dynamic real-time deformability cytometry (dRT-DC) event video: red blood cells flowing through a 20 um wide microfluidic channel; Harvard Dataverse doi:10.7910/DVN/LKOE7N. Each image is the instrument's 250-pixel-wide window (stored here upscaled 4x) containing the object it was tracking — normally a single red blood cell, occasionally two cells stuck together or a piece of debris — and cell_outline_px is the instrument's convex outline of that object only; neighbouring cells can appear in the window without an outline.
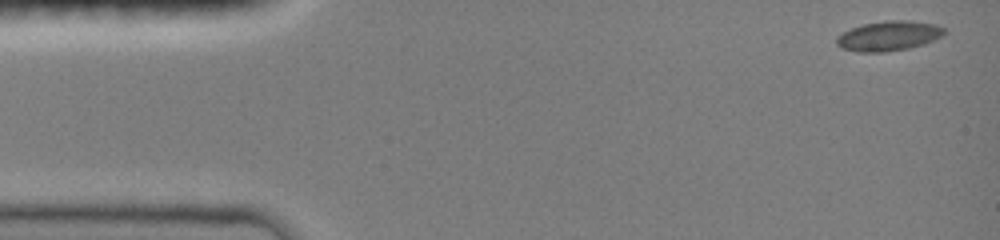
{"species": "common noctule bat (a hibernating species)", "species_latin": "Nyctalus noctula", "temperature_condition": "room temperature", "stored_images_in_passage": 20, "camera_frame_rate_fps": 3000, "um_per_image_px": 0.085, "animal": {"sex": "female", "body_mass_g": 19.0, "forearm_length_mm": 51.5}, "frame": {"image": 1, "passage_image": 1, "time_ms": 0.0, "image_size_px": [1000, 240], "cell_outline_px": [[944, 32], [940, 36], [924, 44], [908, 48], [884, 52], [860, 52], [840, 48], [836, 44], [836, 36], [852, 28], [864, 24], [884, 20], [912, 20], [936, 24], [944, 28]], "centroid_in_image_um": [75.51, 3.04], "position_along_channel_um": 9.5, "area_um2": 18.67}}
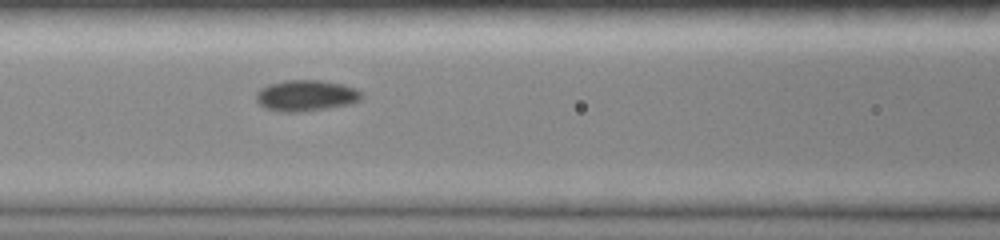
{"frame": {"image": 2, "passage_image": 12, "time_ms": 6.0, "image_size_px": [1000, 240], "cell_outline_px": [[360, 100], [352, 104], [304, 112], [280, 112], [264, 108], [256, 100], [256, 92], [260, 88], [268, 84], [284, 80], [320, 80], [344, 84], [356, 88], [360, 92]], "centroid_in_image_um": [25.99, 8.13], "position_along_channel_um": 140.6, "area_um2": 19.36}}
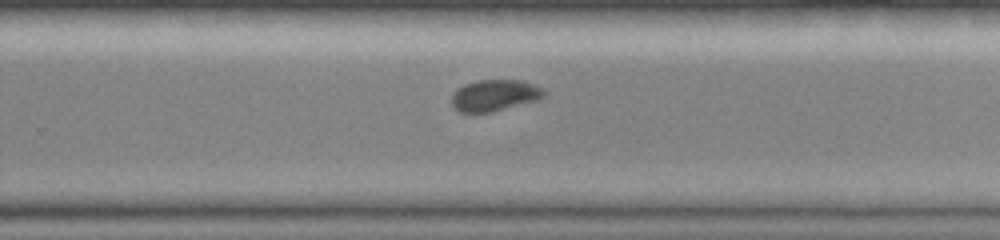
{"frame": {"image": 3, "passage_image": 20, "time_ms": 9.667, "image_size_px": [1000, 240], "cell_outline_px": [[548, 92], [540, 100], [488, 112], [460, 112], [452, 108], [452, 96], [464, 84], [476, 80], [524, 80], [536, 84]], "centroid_in_image_um": [42.1, 8.09], "position_along_channel_um": 287.7, "area_um2": 16.99}}